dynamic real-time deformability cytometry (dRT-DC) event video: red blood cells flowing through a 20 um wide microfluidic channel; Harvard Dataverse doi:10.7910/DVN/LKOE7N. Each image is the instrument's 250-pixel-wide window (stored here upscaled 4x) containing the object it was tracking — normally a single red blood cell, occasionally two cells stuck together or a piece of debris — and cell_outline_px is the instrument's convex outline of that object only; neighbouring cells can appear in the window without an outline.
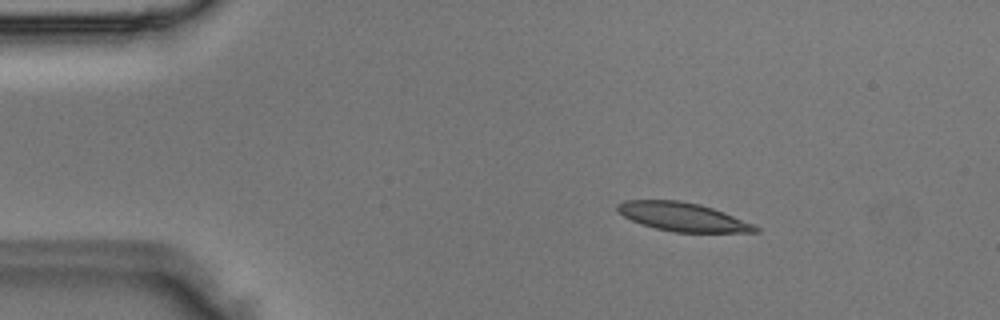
{"species": "Egyptian fruit bat (a non-hibernating species)", "species_latin": "Rousettus aegyptiacus", "temperature_condition": "room temperature", "stored_images_in_passage": 1, "camera_frame_rate_fps": 3000, "um_per_image_px": 0.085, "animal": {"sex": "male"}, "frame": {"image": 1, "passage_image": 1, "time_ms": 0.0, "image_size_px": [1000, 320], "cell_outline_px": [[760, 232], [676, 232], [656, 228], [640, 224], [616, 212], [616, 204], [624, 200], [680, 200], [700, 204], [724, 212], [752, 224], [760, 228]], "centroid_in_image_um": [57.98, 18.42], "position_along_channel_um": 27.0, "area_um2": 22.95}}